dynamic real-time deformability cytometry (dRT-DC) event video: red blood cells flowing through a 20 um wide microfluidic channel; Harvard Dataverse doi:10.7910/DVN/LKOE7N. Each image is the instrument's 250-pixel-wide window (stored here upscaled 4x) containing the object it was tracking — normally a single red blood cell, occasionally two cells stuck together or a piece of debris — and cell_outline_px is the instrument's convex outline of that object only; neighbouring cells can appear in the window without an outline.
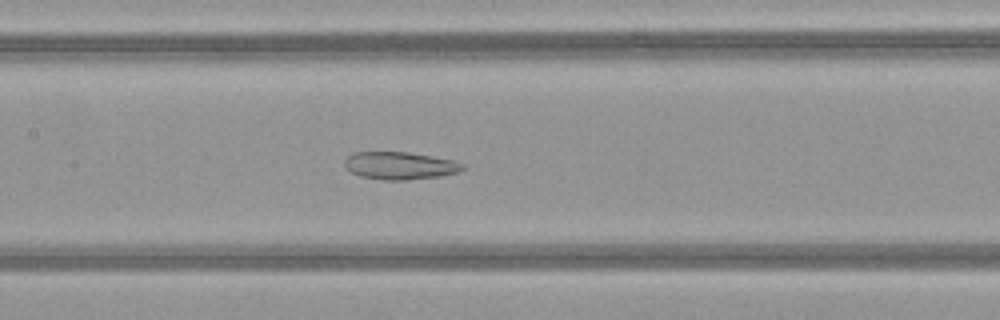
{"species": "common noctule bat (a hibernating species)", "species_latin": "Nyctalus noctula", "temperature_condition": "warm", "stored_images_in_passage": 39, "camera_frame_rate_fps": 3000, "um_per_image_px": 0.085, "animal": {"sex": "female", "body_mass_g": 21.9}, "frame": {"image": 1, "passage_image": 13, "time_ms": 4.0, "image_size_px": [1000, 320], "cell_outline_px": [[464, 168], [460, 172], [440, 176], [408, 180], [384, 180], [360, 176], [352, 172], [344, 164], [344, 160], [352, 152], [408, 152], [456, 160], [464, 164]], "centroid_in_image_um": [34.03, 14.07], "position_along_channel_um": 173.4, "area_um2": 19.07}}
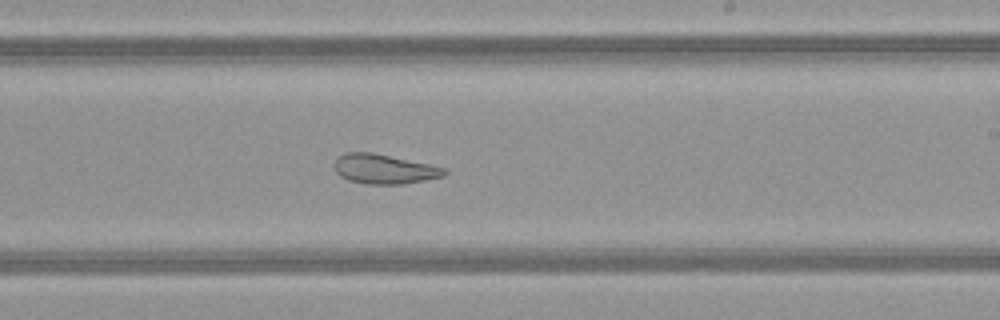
{"frame": {"image": 2, "passage_image": 19, "time_ms": 6.0, "image_size_px": [1000, 320], "cell_outline_px": [[448, 172], [444, 176], [404, 184], [364, 184], [348, 180], [340, 176], [336, 172], [336, 160], [344, 152], [372, 152], [448, 168]], "centroid_in_image_um": [32.69, 14.37], "position_along_channel_um": 256.3, "area_um2": 18.96}}
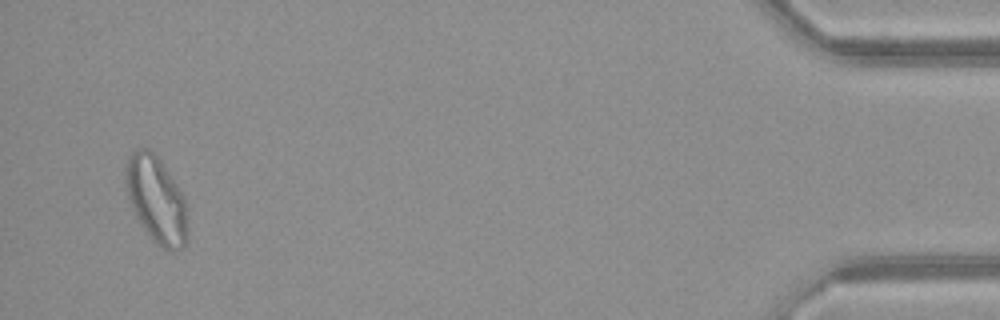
{"frame": {"image": 3, "passage_image": 37, "time_ms": 12.0, "image_size_px": [1000, 320], "cell_outline_px": [[188, 240], [180, 248], [172, 252], [168, 252], [156, 244], [144, 228], [136, 216], [132, 208], [124, 184], [124, 168], [128, 156], [136, 148], [148, 148], [160, 160], [184, 196], [188, 232]], "centroid_in_image_um": [13.27, 16.97], "position_along_channel_um": 421.9, "area_um2": 31.39}, "authors_computed_cell_mechanics": {"area_um2": 23.0044, "velocity_mm_per_s": 4.1564, "shape_relaxation_time_tau1_ms": null, "shape_relaxation_time_tau2_ms": 2.6325, "deformation_change_tau1": null, "deformation_change_tau2": 0.1073}}